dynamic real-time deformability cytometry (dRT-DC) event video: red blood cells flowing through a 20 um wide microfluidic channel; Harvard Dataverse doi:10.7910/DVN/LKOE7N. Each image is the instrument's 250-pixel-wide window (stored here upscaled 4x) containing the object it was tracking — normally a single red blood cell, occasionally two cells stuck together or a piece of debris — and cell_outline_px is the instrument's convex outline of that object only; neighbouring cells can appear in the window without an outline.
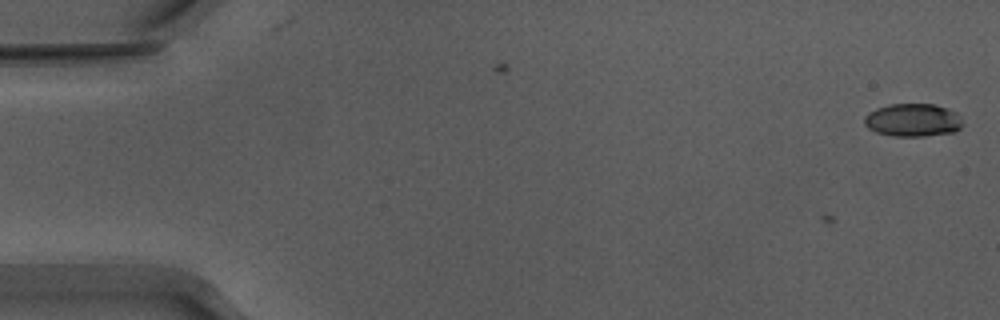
{"species": "Egyptian fruit bat (a non-hibernating species)", "species_latin": "Rousettus aegyptiacus", "temperature_condition": "warm", "stored_images_in_passage": 5, "camera_frame_rate_fps": 3000, "um_per_image_px": 0.085, "animal": {"sex": "male"}, "frame": {"image": 1, "passage_image": 5, "time_ms": 1.333, "image_size_px": [1000, 320], "cell_outline_px": [[964, 124], [960, 128], [952, 132], [924, 136], [892, 136], [876, 132], [868, 128], [864, 124], [864, 116], [868, 112], [876, 108], [892, 104], [936, 104], [948, 108], [956, 112], [960, 116]], "centroid_in_image_um": [77.59, 10.2], "position_along_channel_um": 7.4, "area_um2": 19.07}}